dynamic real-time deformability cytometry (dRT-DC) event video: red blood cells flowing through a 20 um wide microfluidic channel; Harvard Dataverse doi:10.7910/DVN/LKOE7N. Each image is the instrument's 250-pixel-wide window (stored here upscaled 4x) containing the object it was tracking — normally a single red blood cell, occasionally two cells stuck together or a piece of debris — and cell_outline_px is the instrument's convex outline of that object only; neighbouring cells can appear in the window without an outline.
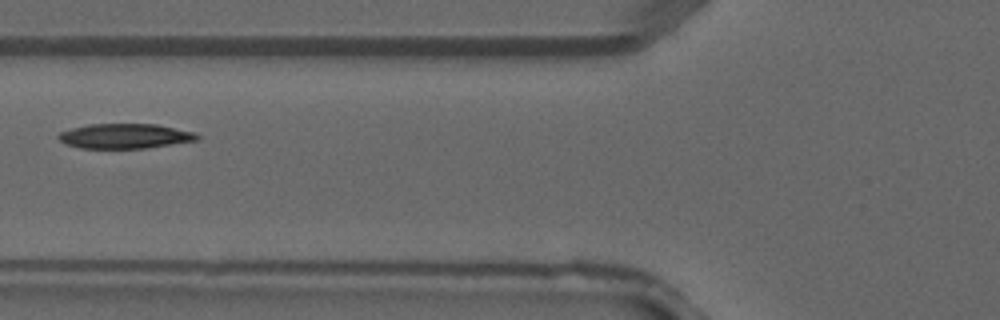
{"species": "common noctule bat (a hibernating species)", "species_latin": "Nyctalus noctula", "temperature_condition": "warm", "stored_images_in_passage": 4, "camera_frame_rate_fps": 3000, "um_per_image_px": 0.085, "animal": {"sex": "male", "forearm_length_mm": 52.5}, "frame": {"image": 1, "passage_image": 4, "time_ms": 1.0, "image_size_px": [1000, 320], "cell_outline_px": [[200, 136], [196, 140], [148, 148], [80, 148], [64, 144], [56, 136], [60, 132], [72, 128], [88, 124], [156, 124], [196, 132]], "centroid_in_image_um": [10.6, 11.56], "position_along_channel_um": 115.2, "area_um2": 20.11}}